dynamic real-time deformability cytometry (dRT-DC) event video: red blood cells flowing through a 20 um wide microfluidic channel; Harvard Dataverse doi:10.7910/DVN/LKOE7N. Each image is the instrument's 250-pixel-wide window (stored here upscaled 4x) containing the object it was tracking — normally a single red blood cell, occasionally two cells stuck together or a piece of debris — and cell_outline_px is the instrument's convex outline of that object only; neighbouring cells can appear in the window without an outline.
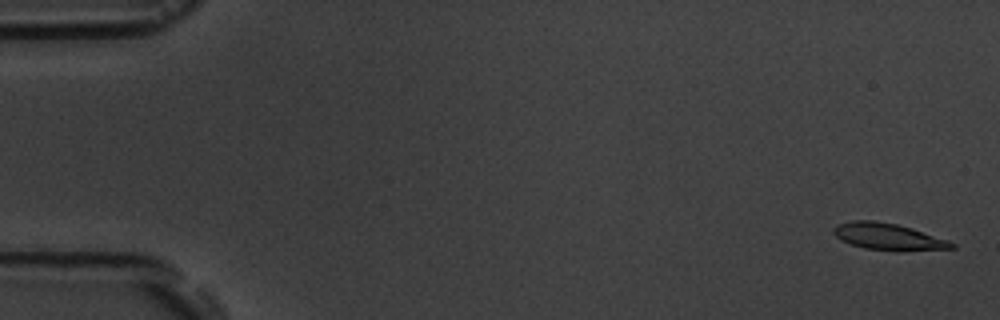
{"species": "common noctule bat (a hibernating species)", "species_latin": "Nyctalus noctula", "temperature_condition": "room temperature", "stored_images_in_passage": 5, "camera_frame_rate_fps": 3000, "um_per_image_px": 0.085, "animal": {"sex": "male", "body_mass_g": 19.5, "forearm_length_mm": 54.6}, "frame": {"image": 1, "passage_image": 1, "time_ms": 0.0, "image_size_px": [1000, 320], "cell_outline_px": [[956, 248], [864, 248], [840, 240], [832, 232], [832, 228], [836, 224], [852, 220], [872, 220], [896, 224], [912, 228], [948, 240], [956, 244]], "centroid_in_image_um": [75.38, 20.04], "position_along_channel_um": 9.6, "area_um2": 17.34}}
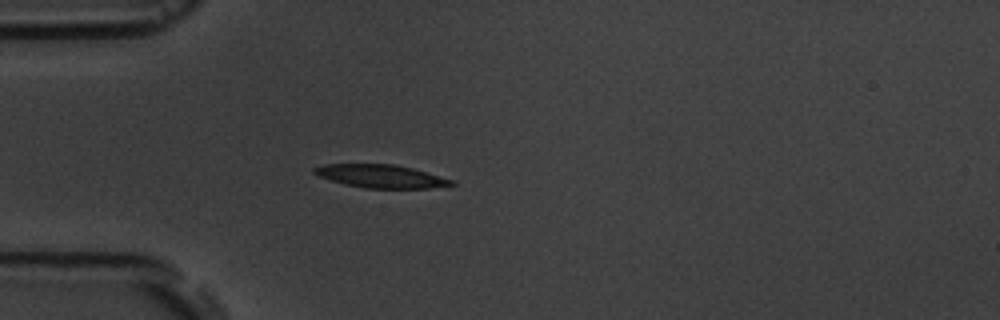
{"frame": {"image": 2, "passage_image": 5, "time_ms": 4.667, "image_size_px": [1000, 320], "cell_outline_px": [[456, 184], [428, 188], [364, 188], [344, 184], [320, 176], [312, 172], [312, 168], [324, 164], [392, 164], [412, 168], [452, 180]], "centroid_in_image_um": [32.33, 14.97], "position_along_channel_um": 52.7, "area_um2": 18.21}}